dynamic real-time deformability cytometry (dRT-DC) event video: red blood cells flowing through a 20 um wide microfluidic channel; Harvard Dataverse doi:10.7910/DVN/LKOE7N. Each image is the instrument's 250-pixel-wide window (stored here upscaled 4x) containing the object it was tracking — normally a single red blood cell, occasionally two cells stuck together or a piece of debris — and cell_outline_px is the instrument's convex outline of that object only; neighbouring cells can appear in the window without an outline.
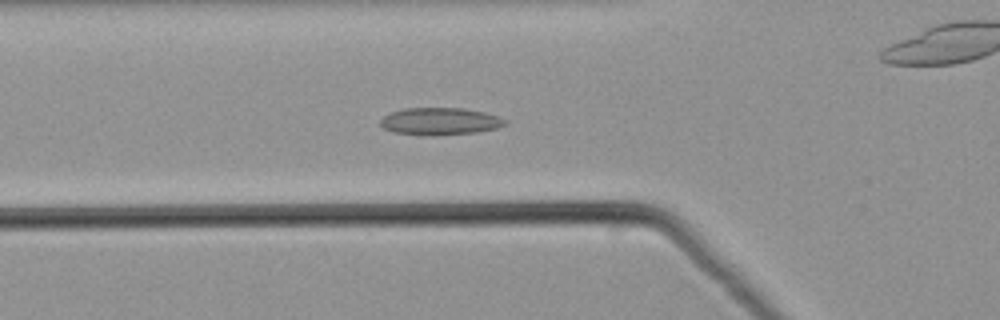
{"species": "common noctule bat (a hibernating species)", "species_latin": "Nyctalus noctula", "temperature_condition": "warm", "stored_images_in_passage": 53, "camera_frame_rate_fps": 3000, "um_per_image_px": 0.085, "animal": {"sex": "male", "body_mass_g": 21.5, "forearm_length_mm": 52.0}, "frame": {"image": 1, "passage_image": 19, "time_ms": 6.0, "image_size_px": [1000, 320], "cell_outline_px": [[508, 124], [496, 128], [476, 132], [392, 132], [384, 128], [380, 124], [380, 120], [384, 116], [392, 112], [404, 108], [464, 108], [484, 112], [508, 120]], "centroid_in_image_um": [37.44, 10.25], "position_along_channel_um": 88.4, "area_um2": 18.61}}
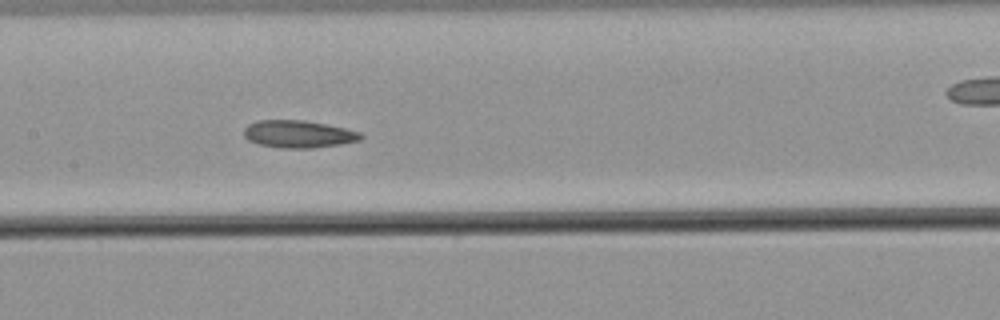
{"frame": {"image": 2, "passage_image": 26, "time_ms": 8.333, "image_size_px": [1000, 320], "cell_outline_px": [[364, 136], [360, 140], [340, 144], [312, 148], [280, 148], [260, 144], [248, 140], [244, 136], [244, 128], [248, 124], [256, 120], [304, 120], [344, 128], [360, 132]], "centroid_in_image_um": [25.34, 11.39], "position_along_channel_um": 182.1, "area_um2": 18.61}}
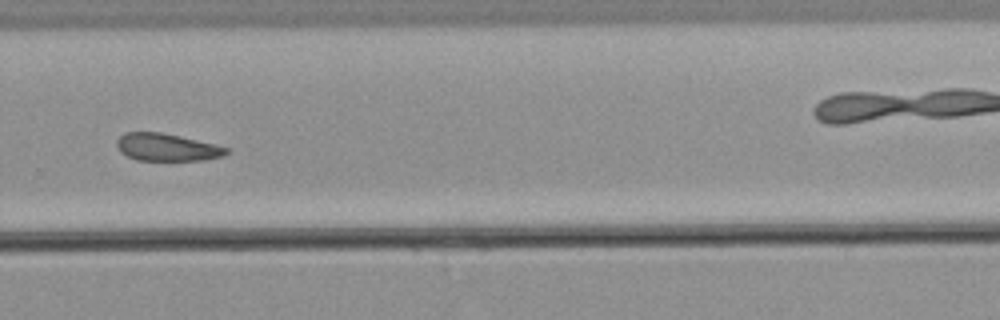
{"frame": {"image": 3, "passage_image": 36, "time_ms": 11.667, "image_size_px": [1000, 320], "cell_outline_px": [[228, 152], [224, 156], [204, 160], [136, 160], [120, 152], [116, 144], [116, 140], [124, 132], [160, 132], [180, 136], [228, 148]], "centroid_in_image_um": [14.14, 12.52], "position_along_channel_um": 315.7, "area_um2": 17.4}}